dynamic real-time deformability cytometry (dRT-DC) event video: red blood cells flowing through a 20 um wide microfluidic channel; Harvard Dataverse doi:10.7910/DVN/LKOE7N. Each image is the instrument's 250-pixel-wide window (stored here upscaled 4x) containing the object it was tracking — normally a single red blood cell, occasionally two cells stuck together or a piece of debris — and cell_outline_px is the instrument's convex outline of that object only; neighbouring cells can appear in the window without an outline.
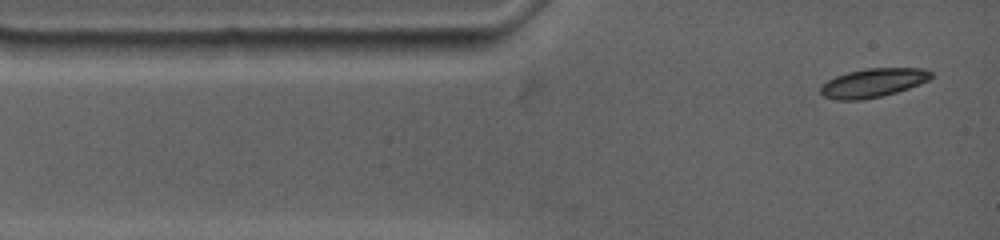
{"species": "common noctule bat (a hibernating species)", "species_latin": "Nyctalus noctula", "temperature_condition": "warm", "stored_images_in_passage": 5, "camera_frame_rate_fps": 4500, "um_per_image_px": 0.085, "animal": {"sex": "female", "body_mass_g": 19.0, "forearm_length_mm": 53.3}, "frame": {"image": 1, "passage_image": 1, "time_ms": 0.0, "image_size_px": [1000, 240], "cell_outline_px": [[932, 76], [928, 80], [920, 84], [896, 92], [880, 96], [860, 100], [836, 100], [824, 96], [820, 92], [820, 88], [828, 80], [836, 76], [848, 72], [868, 68], [924, 68], [932, 72]], "centroid_in_image_um": [74.22, 7.04], "position_along_channel_um": 10.8, "area_um2": 18.38}}
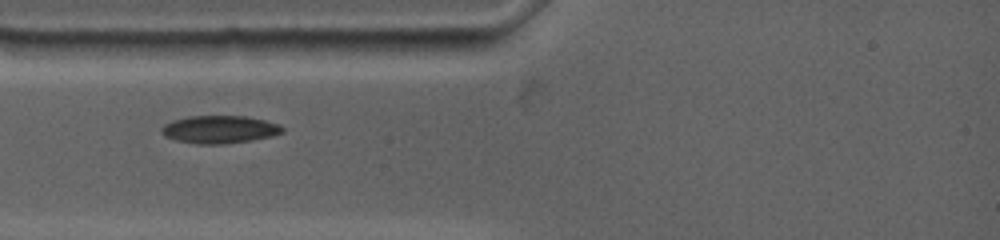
{"frame": {"image": 2, "passage_image": 4, "time_ms": 2.444, "image_size_px": [1000, 240], "cell_outline_px": [[284, 132], [272, 136], [252, 140], [224, 144], [196, 144], [176, 140], [164, 136], [160, 132], [160, 128], [164, 124], [172, 120], [188, 116], [244, 116], [264, 120], [280, 124], [284, 128]], "centroid_in_image_um": [18.64, 11.0], "position_along_channel_um": 66.4, "area_um2": 19.71}}